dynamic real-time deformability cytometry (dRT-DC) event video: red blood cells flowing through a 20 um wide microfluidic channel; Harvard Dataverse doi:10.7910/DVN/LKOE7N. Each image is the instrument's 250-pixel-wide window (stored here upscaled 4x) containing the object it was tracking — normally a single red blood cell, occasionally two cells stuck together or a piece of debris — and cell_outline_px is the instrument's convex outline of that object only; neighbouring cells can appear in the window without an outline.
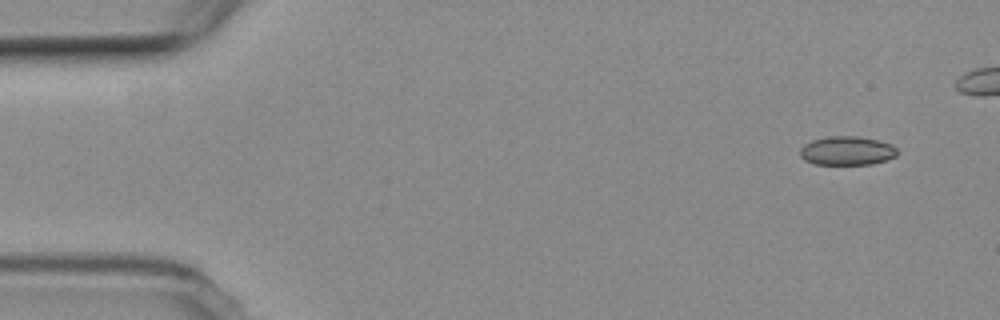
{"species": "common noctule bat (a hibernating species)", "species_latin": "Nyctalus noctula", "temperature_condition": "room temperature", "stored_images_in_passage": 5, "camera_frame_rate_fps": 3000, "um_per_image_px": 0.085, "animal": {"sex": "female", "body_mass_g": 19.3, "forearm_length_mm": 54.1}, "frame": {"image": 1, "passage_image": 5, "time_ms": 5.667, "image_size_px": [1000, 320], "cell_outline_px": [[896, 156], [888, 160], [872, 164], [816, 164], [804, 160], [800, 156], [800, 148], [804, 144], [812, 140], [828, 136], [856, 136], [880, 140], [892, 144], [896, 148]], "centroid_in_image_um": [72.0, 12.81], "position_along_channel_um": 13.0, "area_um2": 16.47}}